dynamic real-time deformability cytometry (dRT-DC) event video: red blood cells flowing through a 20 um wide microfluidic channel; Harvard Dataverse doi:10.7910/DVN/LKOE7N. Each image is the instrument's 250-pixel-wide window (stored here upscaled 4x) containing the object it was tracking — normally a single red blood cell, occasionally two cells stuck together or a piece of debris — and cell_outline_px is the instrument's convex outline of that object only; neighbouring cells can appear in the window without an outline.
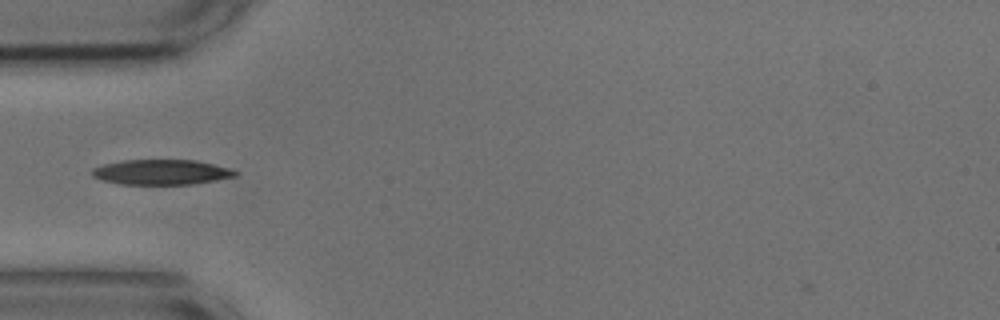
{"species": "common noctule bat (a hibernating species)", "species_latin": "Nyctalus noctula", "temperature_condition": "cold", "stored_images_in_passage": 39, "camera_frame_rate_fps": 3000, "um_per_image_px": 0.085, "animal": {"sex": "male", "body_mass_g": 17.9, "forearm_length_mm": 54.2}, "frame": {"image": 1, "passage_image": 2, "time_ms": 0.333, "image_size_px": [1000, 320], "cell_outline_px": [[240, 172], [236, 176], [216, 180], [192, 184], [120, 184], [100, 180], [92, 176], [92, 168], [104, 164], [120, 160], [196, 160], [232, 168]], "centroid_in_image_um": [13.73, 14.62], "position_along_channel_um": 71.3, "area_um2": 21.15}}
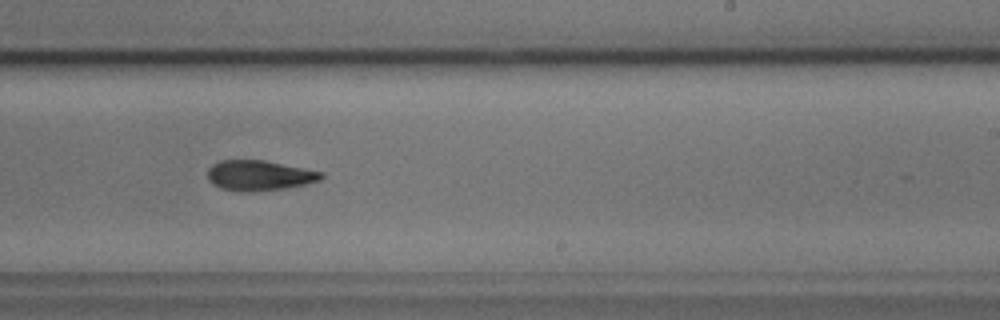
{"frame": {"image": 2, "passage_image": 18, "time_ms": 5.667, "image_size_px": [1000, 320], "cell_outline_px": [[324, 176], [320, 180], [304, 184], [284, 188], [252, 192], [240, 192], [220, 188], [212, 184], [208, 180], [208, 168], [212, 164], [220, 160], [264, 160], [324, 172]], "centroid_in_image_um": [22.0, 14.91], "position_along_channel_um": 267.0, "area_um2": 20.11}}
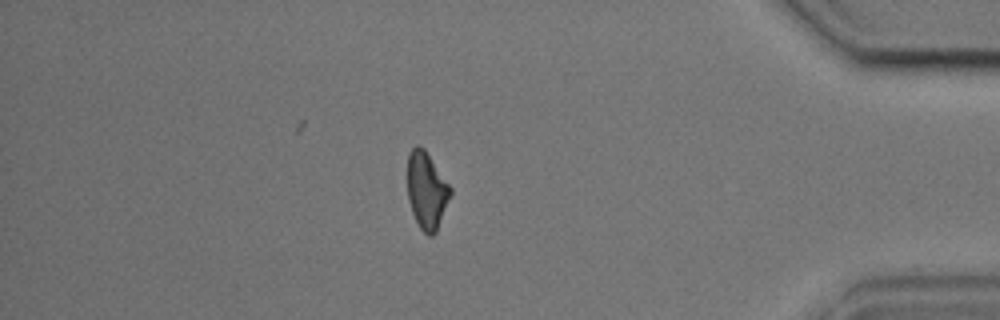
{"frame": {"image": 3, "passage_image": 32, "time_ms": 10.333, "image_size_px": [1000, 320], "cell_outline_px": [[452, 192], [436, 232], [432, 236], [428, 236], [420, 228], [412, 212], [408, 200], [408, 152], [416, 144], [424, 148], [452, 188]], "centroid_in_image_um": [36.26, 16.18], "position_along_channel_um": 398.9, "area_um2": 19.19}, "authors_computed_cell_mechanics": {"area_um2": 19.941, "velocity_mm_per_s": 3.6518, "shape_relaxation_time_tau1_ms": 4.0945, "shape_relaxation_time_tau2_ms": null, "deformation_change_tau1": 0.1523, "deformation_change_tau2": null}}